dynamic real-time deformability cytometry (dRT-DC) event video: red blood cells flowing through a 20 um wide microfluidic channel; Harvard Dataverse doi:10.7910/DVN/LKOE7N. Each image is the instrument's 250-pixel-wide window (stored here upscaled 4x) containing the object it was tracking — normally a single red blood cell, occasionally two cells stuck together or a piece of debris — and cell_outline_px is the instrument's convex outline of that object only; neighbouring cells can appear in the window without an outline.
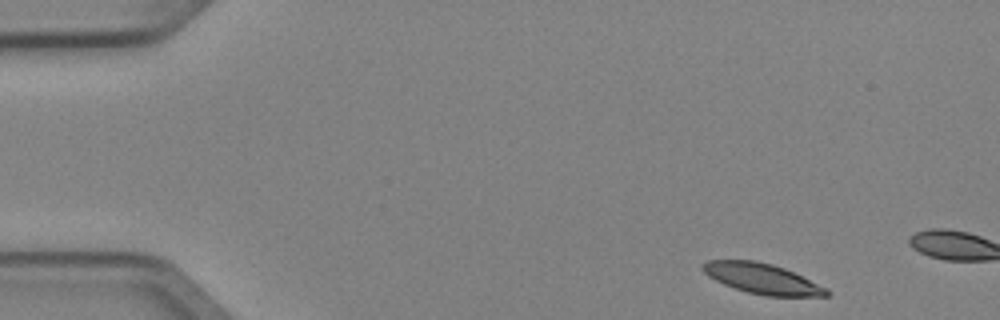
{"species": "Egyptian fruit bat (a non-hibernating species)", "species_latin": "Rousettus aegyptiacus", "temperature_condition": "cold", "stored_images_in_passage": 3, "camera_frame_rate_fps": 3000, "um_per_image_px": 0.085, "animal": {"sex": "female"}, "frame": {"image": 1, "passage_image": 1, "time_ms": 0.0, "image_size_px": [1000, 320], "cell_outline_px": [[832, 296], [764, 296], [748, 292], [724, 284], [708, 276], [700, 268], [708, 260], [756, 260], [772, 264], [784, 268], [828, 288], [832, 292]], "centroid_in_image_um": [64.83, 23.69], "position_along_channel_um": 20.2, "area_um2": 21.91}}